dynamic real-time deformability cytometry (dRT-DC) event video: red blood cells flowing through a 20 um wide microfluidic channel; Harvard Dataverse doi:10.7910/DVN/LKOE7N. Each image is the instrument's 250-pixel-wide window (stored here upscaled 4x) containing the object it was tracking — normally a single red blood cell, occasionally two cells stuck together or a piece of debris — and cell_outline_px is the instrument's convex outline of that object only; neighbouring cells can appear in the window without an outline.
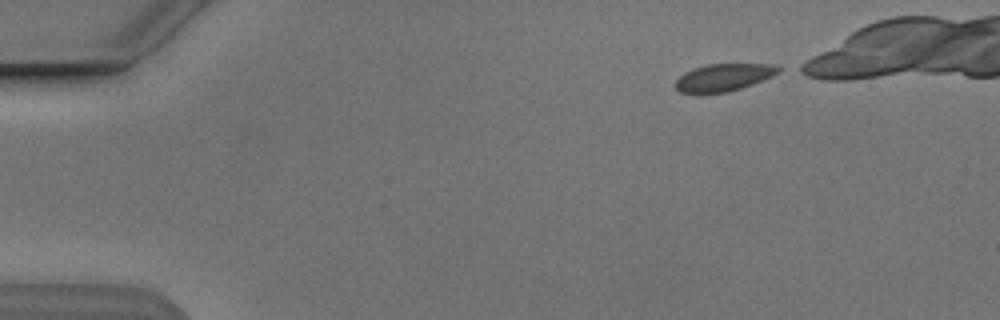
{"species": "Egyptian fruit bat (a non-hibernating species)", "species_latin": "Rousettus aegyptiacus", "temperature_condition": "cold", "stored_images_in_passage": 38, "camera_frame_rate_fps": 3000, "um_per_image_px": 0.085, "animal": {"sex": "male"}, "frame": {"image": 1, "passage_image": 1, "time_ms": 0.0, "image_size_px": [1000, 320], "cell_outline_px": [[784, 68], [780, 72], [772, 76], [752, 84], [728, 92], [700, 96], [680, 92], [676, 88], [676, 80], [684, 72], [692, 68], [708, 64], [776, 64]], "centroid_in_image_um": [61.49, 6.61], "position_along_channel_um": 23.5, "area_um2": 16.99}}
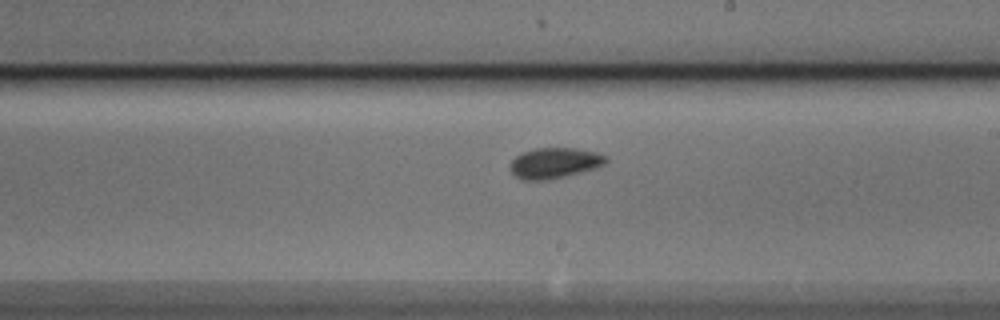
{"frame": {"image": 2, "passage_image": 25, "time_ms": 8.0, "image_size_px": [1000, 320], "cell_outline_px": [[608, 160], [604, 164], [596, 168], [568, 176], [548, 180], [524, 180], [516, 176], [512, 172], [512, 160], [516, 156], [524, 152], [536, 148], [576, 148], [596, 152], [608, 156]], "centroid_in_image_um": [47.2, 13.86], "position_along_channel_um": 241.8, "area_um2": 17.05}}
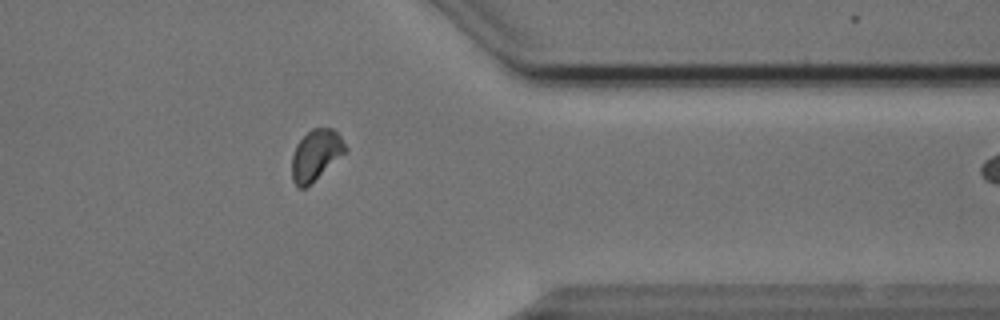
{"frame": {"image": 3, "passage_image": 37, "time_ms": 12.0, "image_size_px": [1000, 320], "cell_outline_px": [[348, 152], [304, 188], [300, 188], [292, 180], [292, 156], [296, 144], [312, 128], [332, 128], [340, 136], [348, 148]], "centroid_in_image_um": [26.87, 13.16], "position_along_channel_um": 384.5, "area_um2": 15.72}}